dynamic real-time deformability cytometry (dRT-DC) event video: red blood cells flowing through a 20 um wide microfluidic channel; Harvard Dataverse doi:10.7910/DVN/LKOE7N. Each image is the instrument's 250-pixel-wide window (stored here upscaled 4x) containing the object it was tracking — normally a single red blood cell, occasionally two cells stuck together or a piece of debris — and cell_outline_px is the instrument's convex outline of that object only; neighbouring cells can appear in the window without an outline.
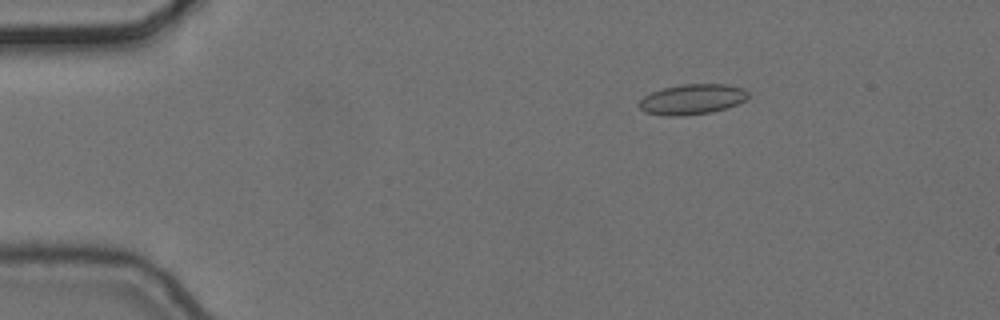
{"species": "common noctule bat (a hibernating species)", "species_latin": "Nyctalus noctula", "temperature_condition": "cold", "stored_images_in_passage": 3, "camera_frame_rate_fps": 3000, "um_per_image_px": 0.085, "animal": {"sex": "female", "body_mass_g": 24.6, "forearm_length_mm": 56.2}, "frame": {"image": 1, "passage_image": 1, "time_ms": 0.0, "image_size_px": [1000, 320], "cell_outline_px": [[748, 96], [744, 100], [736, 104], [712, 112], [680, 116], [668, 116], [644, 112], [640, 108], [640, 100], [644, 96], [652, 92], [664, 88], [684, 84], [728, 84], [744, 88], [748, 92]], "centroid_in_image_um": [58.84, 8.43], "position_along_channel_um": 26.2, "area_um2": 19.07}}